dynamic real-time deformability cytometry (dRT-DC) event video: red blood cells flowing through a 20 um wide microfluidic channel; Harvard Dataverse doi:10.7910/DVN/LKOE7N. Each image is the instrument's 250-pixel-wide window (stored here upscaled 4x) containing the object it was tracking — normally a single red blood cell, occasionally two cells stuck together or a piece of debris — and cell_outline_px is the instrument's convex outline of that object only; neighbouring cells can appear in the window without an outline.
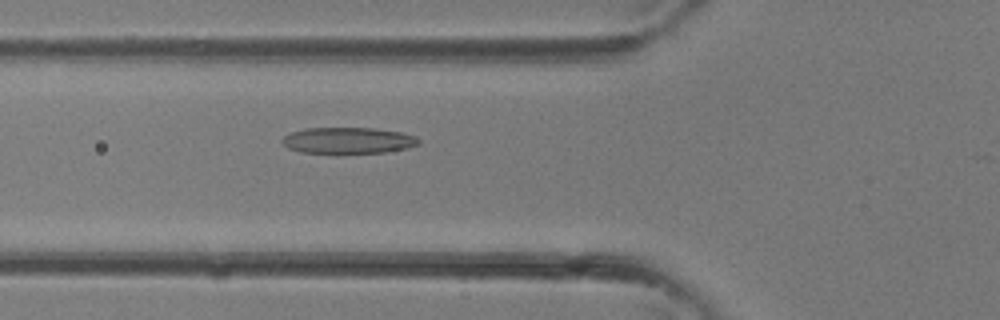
{"species": "common noctule bat (a hibernating species)", "species_latin": "Nyctalus noctula", "temperature_condition": "room temperature", "stored_images_in_passage": 31, "camera_frame_rate_fps": 3000, "um_per_image_px": 0.085, "animal": {"sex": "female"}, "frame": {"image": 1, "passage_image": 13, "time_ms": 4.0, "image_size_px": [1000, 320], "cell_outline_px": [[420, 144], [404, 148], [384, 152], [340, 156], [300, 152], [288, 148], [280, 140], [284, 136], [292, 132], [308, 128], [376, 128], [400, 132], [416, 136], [420, 140]], "centroid_in_image_um": [29.56, 11.98], "position_along_channel_um": 96.2, "area_um2": 21.68}}
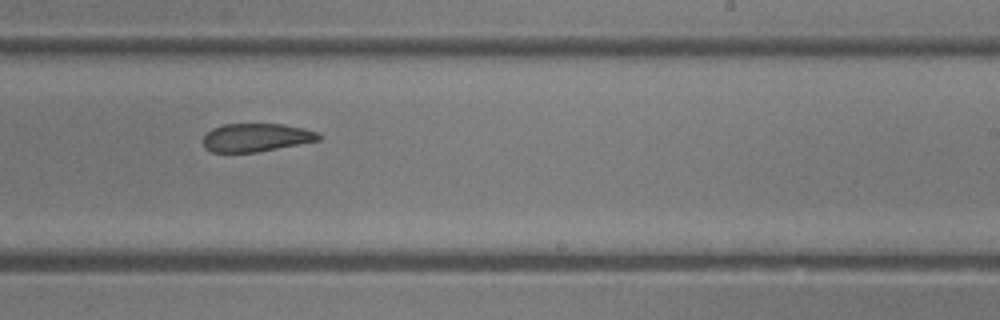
{"frame": {"image": 2, "passage_image": 22, "time_ms": 7.0, "image_size_px": [1000, 320], "cell_outline_px": [[320, 140], [256, 152], [212, 152], [204, 148], [204, 136], [212, 128], [224, 124], [284, 124], [304, 128], [320, 132]], "centroid_in_image_um": [21.79, 11.68], "position_along_channel_um": 267.2, "area_um2": 18.96}}
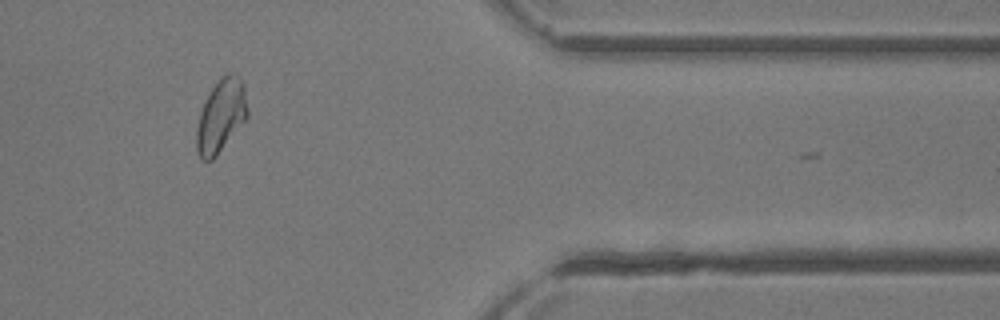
{"frame": {"image": 3, "passage_image": 30, "time_ms": 9.667, "image_size_px": [1000, 320], "cell_outline_px": [[248, 116], [216, 156], [212, 160], [200, 160], [196, 152], [196, 128], [200, 112], [212, 88], [220, 76], [228, 72], [236, 72], [244, 84], [248, 112]], "centroid_in_image_um": [18.78, 9.83], "position_along_channel_um": 392.6, "area_um2": 21.73}}